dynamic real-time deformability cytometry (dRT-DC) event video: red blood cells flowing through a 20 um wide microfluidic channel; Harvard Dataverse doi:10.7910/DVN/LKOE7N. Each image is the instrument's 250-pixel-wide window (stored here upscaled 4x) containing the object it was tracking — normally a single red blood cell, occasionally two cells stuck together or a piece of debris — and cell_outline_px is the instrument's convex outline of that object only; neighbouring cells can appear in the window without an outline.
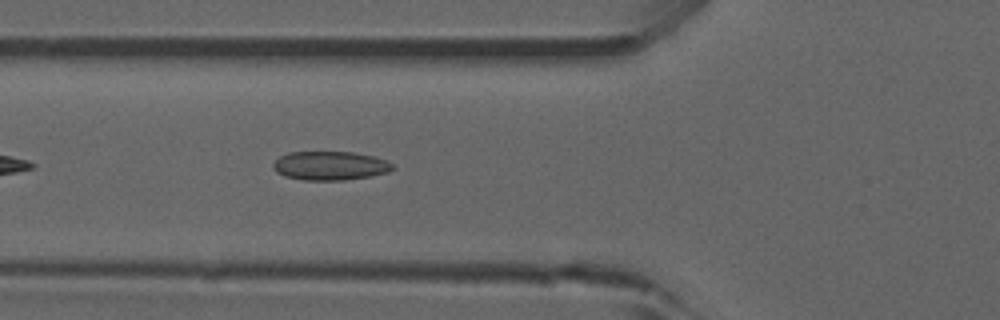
{"species": "common noctule bat (a hibernating species)", "species_latin": "Nyctalus noctula", "temperature_condition": "room temperature", "stored_images_in_passage": 38, "camera_frame_rate_fps": 3000, "um_per_image_px": 0.085, "animal": {"sex": "male", "forearm_length_mm": 52.5}, "frame": {"image": 1, "passage_image": 6, "time_ms": 1.667, "image_size_px": [1000, 320], "cell_outline_px": [[392, 168], [388, 172], [368, 176], [344, 180], [304, 180], [284, 176], [276, 172], [272, 168], [272, 164], [280, 156], [288, 152], [352, 152], [372, 156], [388, 160], [392, 164]], "centroid_in_image_um": [28.01, 14.08], "position_along_channel_um": 97.8, "area_um2": 20.0}, "authors_computed_cell_mechanics": {"area_um2": 19.3052, "velocity_mm_per_s": 3.9107, "shape_relaxation_time_tau1_ms": null, "shape_relaxation_time_tau2_ms": 1.786, "deformation_change_tau1": null, "deformation_change_tau2": 0.0673}}